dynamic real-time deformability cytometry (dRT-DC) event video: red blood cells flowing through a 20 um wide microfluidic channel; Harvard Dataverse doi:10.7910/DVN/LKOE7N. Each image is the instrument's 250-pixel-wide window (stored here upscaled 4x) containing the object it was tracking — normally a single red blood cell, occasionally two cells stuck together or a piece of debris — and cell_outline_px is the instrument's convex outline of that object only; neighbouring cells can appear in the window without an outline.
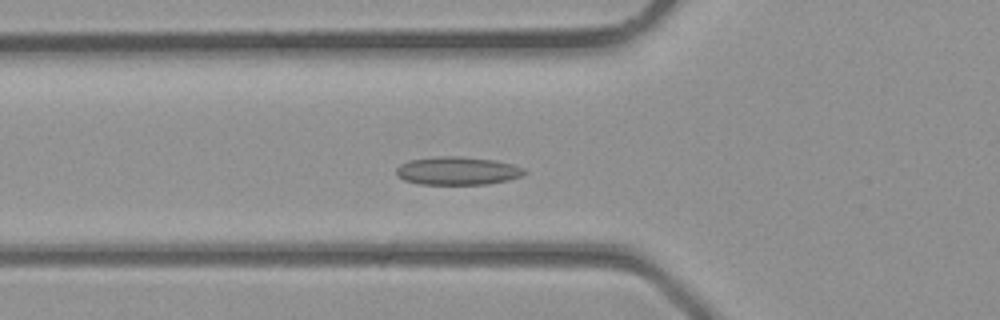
{"species": "common noctule bat (a hibernating species)", "species_latin": "Nyctalus noctula", "temperature_condition": "room temperature", "stored_images_in_passage": 39, "camera_frame_rate_fps": 3000, "um_per_image_px": 0.085, "animal": {"sex": "male", "body_mass_g": 23.1, "forearm_length_mm": 52.7}, "frame": {"image": 1, "passage_image": 14, "time_ms": 4.333, "image_size_px": [1000, 320], "cell_outline_px": [[528, 172], [524, 176], [508, 180], [488, 184], [420, 184], [404, 180], [396, 176], [396, 168], [400, 164], [408, 160], [436, 156], [460, 156], [492, 160], [512, 164], [524, 168]], "centroid_in_image_um": [38.88, 14.52], "position_along_channel_um": 86.9, "area_um2": 21.21}}
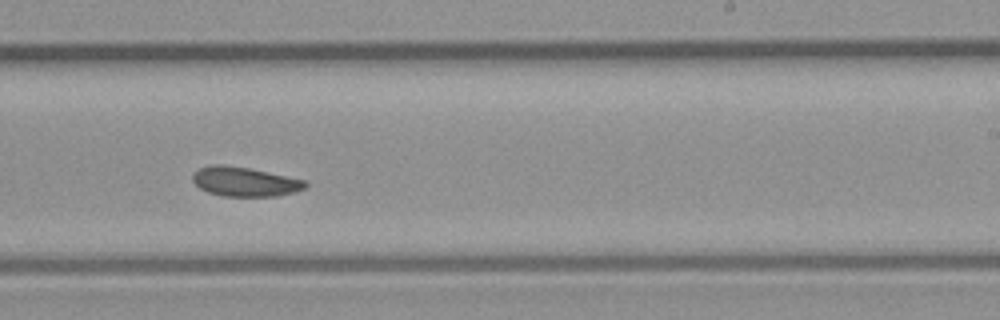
{"frame": {"image": 2, "passage_image": 24, "time_ms": 7.667, "image_size_px": [1000, 320], "cell_outline_px": [[308, 184], [304, 188], [292, 192], [276, 196], [224, 196], [208, 192], [200, 188], [192, 180], [192, 172], [200, 168], [212, 164], [220, 164], [248, 168], [308, 180]], "centroid_in_image_um": [20.79, 15.43], "position_along_channel_um": 268.2, "area_um2": 19.25}}
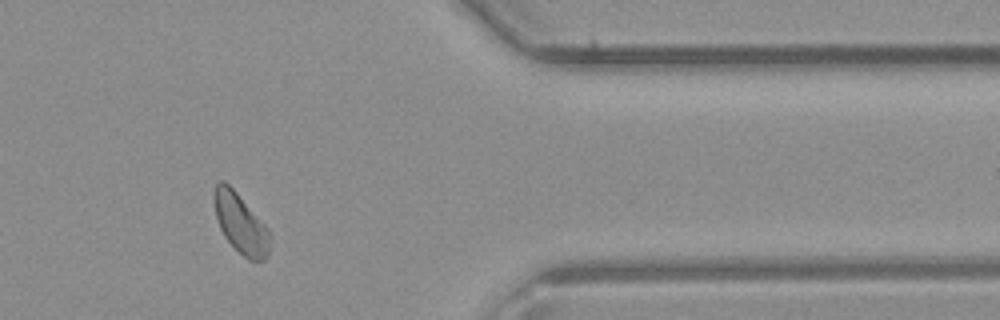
{"frame": {"image": 3, "passage_image": 32, "time_ms": 10.333, "image_size_px": [1000, 320], "cell_outline_px": [[268, 256], [264, 260], [248, 260], [224, 236], [220, 228], [216, 216], [212, 200], [212, 192], [216, 184], [220, 180], [224, 180], [236, 192], [268, 228]], "centroid_in_image_um": [20.4, 18.95], "position_along_channel_um": 391.0, "area_um2": 19.07}}